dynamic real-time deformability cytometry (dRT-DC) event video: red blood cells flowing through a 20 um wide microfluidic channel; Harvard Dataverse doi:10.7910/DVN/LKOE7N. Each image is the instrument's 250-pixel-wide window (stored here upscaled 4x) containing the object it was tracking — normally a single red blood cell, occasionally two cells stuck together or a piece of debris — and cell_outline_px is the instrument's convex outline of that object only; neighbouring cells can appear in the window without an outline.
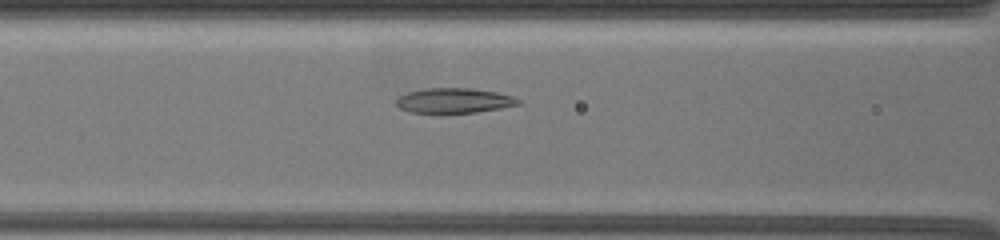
{"species": "common noctule bat (a hibernating species)", "species_latin": "Nyctalus noctula", "temperature_condition": "warm", "stored_images_in_passage": 31, "segment_of_instrument_passage": [1, 2], "camera_frame_rate_fps": 3000, "um_per_image_px": 0.085, "animal": {"sex": "female", "body_mass_g": 19.5, "forearm_length_mm": 54.1}, "frame": {"image": 1, "passage_image": 9, "time_ms": 6.667, "image_size_px": [1000, 240], "cell_outline_px": [[520, 104], [500, 108], [476, 112], [412, 112], [400, 108], [396, 104], [396, 100], [400, 96], [408, 92], [424, 88], [472, 88], [496, 92], [512, 96], [520, 100]], "centroid_in_image_um": [38.6, 8.53], "position_along_channel_um": 128.0, "area_um2": 17.46}}
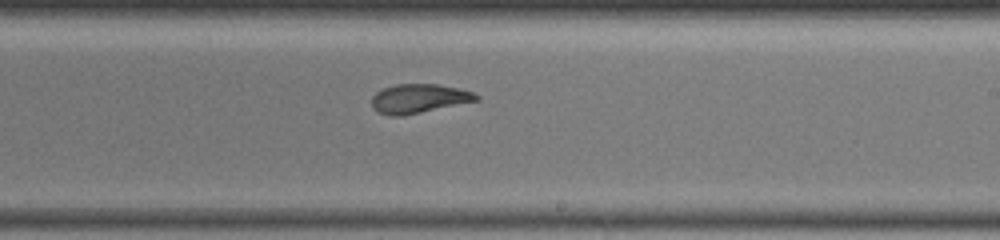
{"frame": {"image": 2, "passage_image": 18, "time_ms": 10.333, "image_size_px": [1000, 240], "cell_outline_px": [[480, 100], [400, 116], [392, 116], [380, 112], [372, 108], [372, 96], [376, 92], [384, 88], [396, 84], [436, 84], [456, 88], [472, 92], [480, 96]], "centroid_in_image_um": [35.59, 8.37], "position_along_channel_um": 253.4, "area_um2": 17.46}}
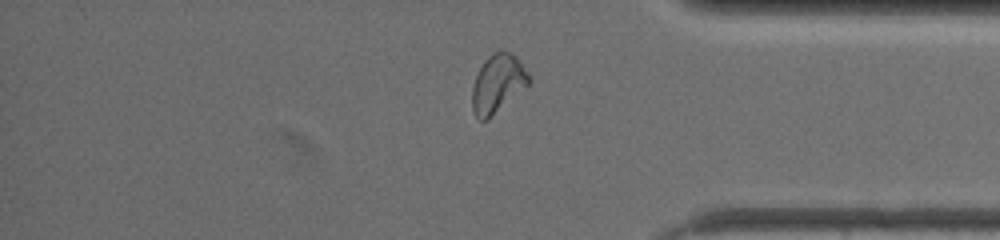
{"frame": {"image": 3, "passage_image": 28, "time_ms": 14.667, "image_size_px": [1000, 240], "cell_outline_px": [[532, 80], [528, 84], [488, 120], [480, 120], [476, 116], [472, 108], [472, 88], [476, 76], [484, 60], [492, 52], [500, 48], [504, 48], [516, 56], [528, 72]], "centroid_in_image_um": [42.31, 7.06], "position_along_channel_um": 392.9, "area_um2": 19.36}}